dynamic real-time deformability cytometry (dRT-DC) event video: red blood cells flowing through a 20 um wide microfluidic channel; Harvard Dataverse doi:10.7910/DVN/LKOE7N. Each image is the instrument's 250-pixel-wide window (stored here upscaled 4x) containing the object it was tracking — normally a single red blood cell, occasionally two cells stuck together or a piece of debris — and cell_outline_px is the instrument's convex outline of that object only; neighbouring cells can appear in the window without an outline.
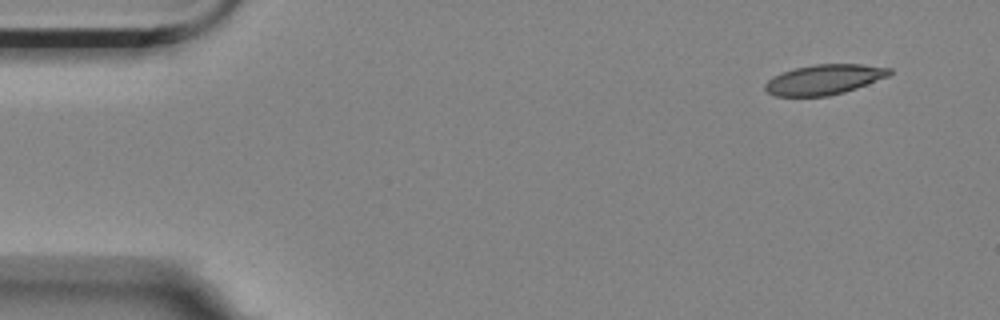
{"species": "Egyptian fruit bat (a non-hibernating species)", "species_latin": "Rousettus aegyptiacus", "temperature_condition": "room temperature", "stored_images_in_passage": 4, "camera_frame_rate_fps": 3000, "um_per_image_px": 0.085, "animal": {"sex": "female"}, "frame": {"image": 1, "passage_image": 1, "time_ms": 0.0, "image_size_px": [1000, 320], "cell_outline_px": [[892, 72], [888, 76], [856, 88], [844, 92], [828, 96], [772, 96], [764, 88], [764, 84], [772, 76], [780, 72], [792, 68], [812, 64], [860, 64], [892, 68]], "centroid_in_image_um": [70.0, 6.75], "position_along_channel_um": 15.0, "area_um2": 21.96}}
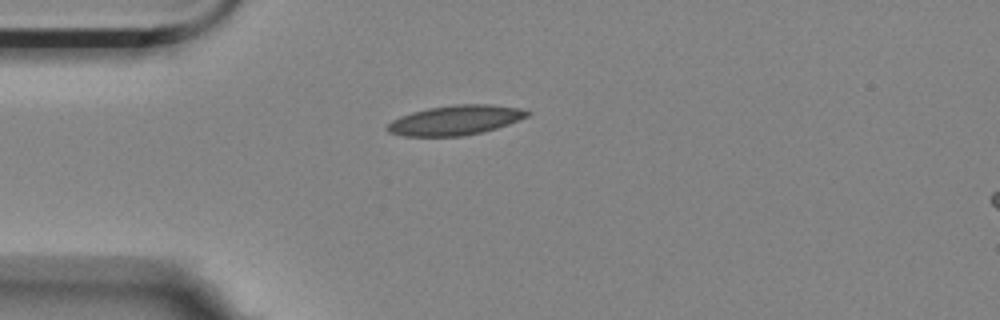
{"frame": {"image": 2, "passage_image": 4, "time_ms": 1.0, "image_size_px": [1000, 320], "cell_outline_px": [[532, 112], [528, 116], [508, 124], [484, 132], [460, 136], [404, 136], [388, 132], [384, 128], [392, 120], [400, 116], [412, 112], [428, 108], [456, 104], [492, 104], [520, 108]], "centroid_in_image_um": [38.7, 10.21], "position_along_channel_um": 46.3, "area_um2": 24.28}}